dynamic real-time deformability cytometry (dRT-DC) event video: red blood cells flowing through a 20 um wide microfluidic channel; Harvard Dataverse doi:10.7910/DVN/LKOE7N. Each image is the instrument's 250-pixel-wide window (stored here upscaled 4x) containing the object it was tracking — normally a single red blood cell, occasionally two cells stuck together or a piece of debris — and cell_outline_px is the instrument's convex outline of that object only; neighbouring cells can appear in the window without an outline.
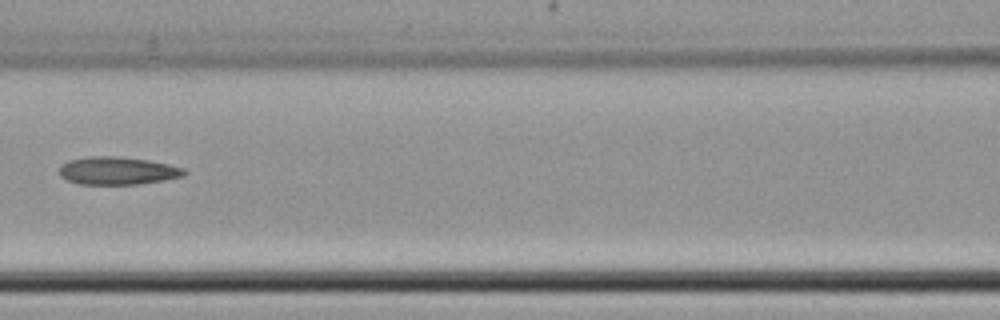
{"species": "common noctule bat (a hibernating species)", "species_latin": "Nyctalus noctula", "temperature_condition": "cold", "stored_images_in_passage": 6, "camera_frame_rate_fps": 3000, "um_per_image_px": 0.085, "animal": {"sex": "female", "body_mass_g": 22.7, "forearm_length_mm": 54.2}, "frame": {"image": 1, "passage_image": 6, "time_ms": 7.0, "image_size_px": [1000, 320], "cell_outline_px": [[188, 172], [184, 176], [164, 180], [136, 184], [76, 184], [60, 176], [60, 168], [68, 160], [88, 156], [116, 156], [148, 160], [168, 164], [184, 168]], "centroid_in_image_um": [10.0, 14.51], "position_along_channel_um": 156.6, "area_um2": 20.23}}